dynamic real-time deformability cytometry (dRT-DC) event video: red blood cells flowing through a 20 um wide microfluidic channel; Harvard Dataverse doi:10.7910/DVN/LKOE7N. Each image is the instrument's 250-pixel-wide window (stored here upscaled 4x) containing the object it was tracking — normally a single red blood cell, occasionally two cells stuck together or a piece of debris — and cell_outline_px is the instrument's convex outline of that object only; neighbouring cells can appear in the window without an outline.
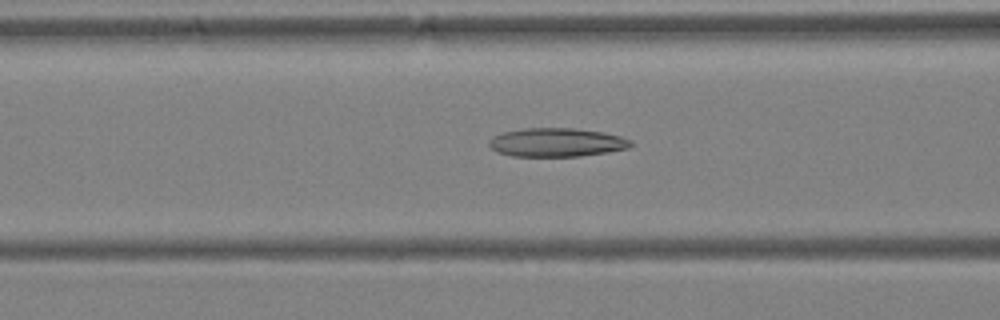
{"species": "Egyptian fruit bat (a non-hibernating species)", "species_latin": "Rousettus aegyptiacus", "temperature_condition": "warm", "stored_images_in_passage": 38, "camera_frame_rate_fps": 3000, "um_per_image_px": 0.085, "animal": {"sex": "female"}, "frame": {"image": 1, "passage_image": 10, "time_ms": 3.0, "image_size_px": [1000, 320], "cell_outline_px": [[632, 144], [628, 148], [608, 152], [580, 156], [512, 156], [496, 152], [488, 144], [488, 140], [492, 136], [504, 132], [524, 128], [572, 128], [604, 132], [620, 136], [632, 140]], "centroid_in_image_um": [47.3, 12.1], "position_along_channel_um": 119.3, "area_um2": 23.76}}
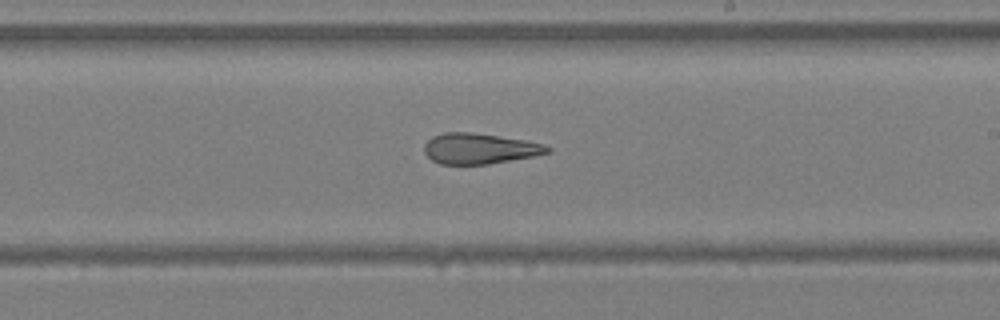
{"frame": {"image": 2, "passage_image": 19, "time_ms": 6.0, "image_size_px": [1000, 320], "cell_outline_px": [[552, 152], [532, 156], [488, 164], [440, 164], [432, 160], [424, 152], [424, 144], [432, 136], [444, 132], [468, 132], [524, 140], [544, 144], [552, 148]], "centroid_in_image_um": [40.74, 12.63], "position_along_channel_um": 248.3, "area_um2": 21.79}}
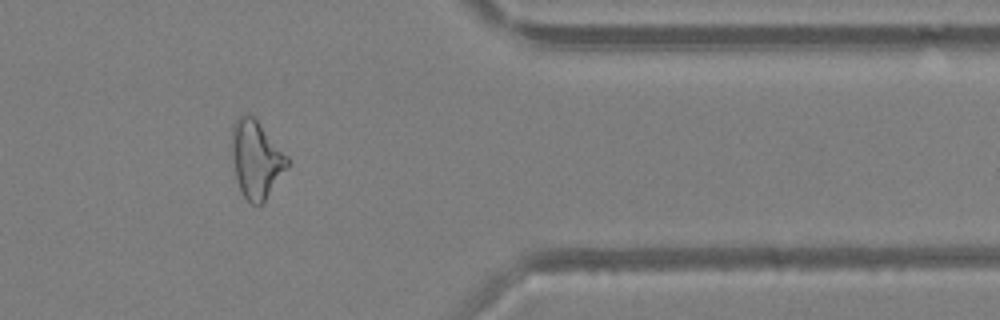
{"frame": {"image": 3, "passage_image": 30, "time_ms": 9.667, "image_size_px": [1000, 320], "cell_outline_px": [[288, 168], [264, 200], [260, 204], [252, 204], [244, 196], [240, 188], [236, 176], [232, 156], [232, 124], [244, 112], [248, 112], [256, 120], [288, 156]], "centroid_in_image_um": [21.77, 13.51], "position_along_channel_um": 389.6, "area_um2": 24.62}, "authors_computed_cell_mechanics": {"area_um2": 24.5072, "velocity_mm_per_s": 4.3144, "shape_relaxation_time_tau1_ms": null, "shape_relaxation_time_tau2_ms": 3.4051, "deformation_change_tau1": null, "deformation_change_tau2": 0.1532}}